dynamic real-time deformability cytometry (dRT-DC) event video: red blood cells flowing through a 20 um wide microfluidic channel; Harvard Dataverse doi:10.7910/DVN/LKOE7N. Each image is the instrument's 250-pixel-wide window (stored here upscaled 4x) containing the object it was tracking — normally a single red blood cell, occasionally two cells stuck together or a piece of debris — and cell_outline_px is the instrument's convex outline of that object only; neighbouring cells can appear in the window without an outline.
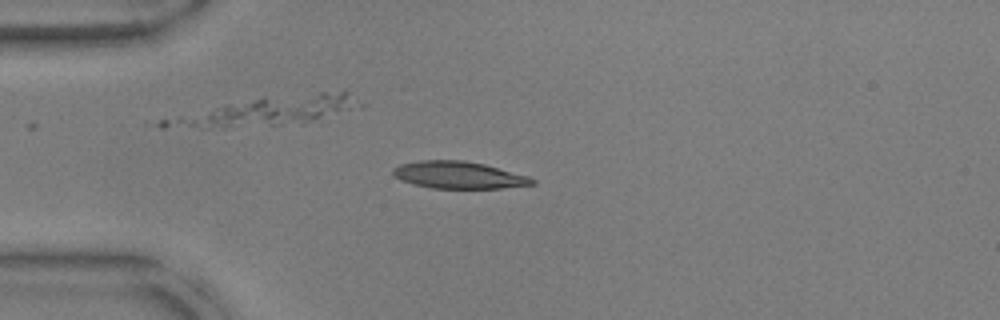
{"species": "common noctule bat (a hibernating species)", "species_latin": "Nyctalus noctula", "temperature_condition": "warm", "stored_images_in_passage": 16, "camera_frame_rate_fps": 3000, "um_per_image_px": 0.085, "animal": {"sex": "male", "body_mass_g": 17.9, "forearm_length_mm": 54.2}, "frame": {"image": 1, "passage_image": 13, "time_ms": 4.0, "image_size_px": [1000, 320], "cell_outline_px": [[536, 184], [500, 188], [432, 188], [412, 184], [396, 176], [392, 172], [392, 168], [400, 164], [420, 160], [464, 160], [484, 164], [528, 176], [536, 180]], "centroid_in_image_um": [38.99, 14.87], "position_along_channel_um": 46.0, "area_um2": 21.85}}